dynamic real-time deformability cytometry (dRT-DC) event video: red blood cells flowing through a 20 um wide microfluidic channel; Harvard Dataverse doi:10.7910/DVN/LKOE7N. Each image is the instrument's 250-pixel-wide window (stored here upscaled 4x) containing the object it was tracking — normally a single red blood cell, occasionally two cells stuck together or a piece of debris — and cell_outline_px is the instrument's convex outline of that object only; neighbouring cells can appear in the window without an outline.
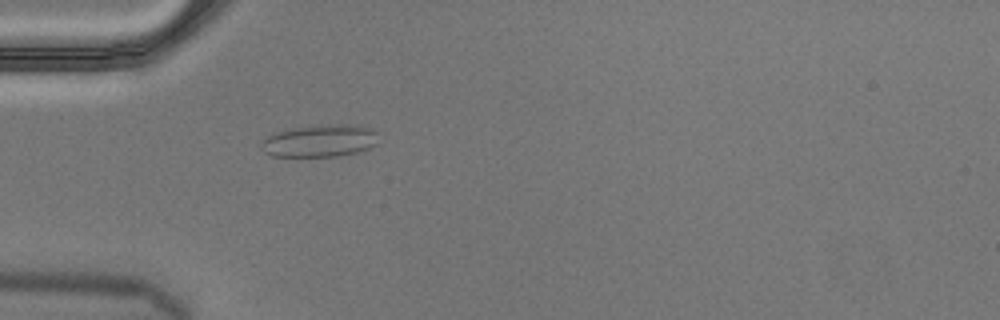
{"species": "Egyptian fruit bat (a non-hibernating species)", "species_latin": "Rousettus aegyptiacus", "temperature_condition": "cold", "stored_images_in_passage": 1, "camera_frame_rate_fps": 3000, "um_per_image_px": 0.085, "animal": {"sex": "male"}, "frame": {"image": 1, "passage_image": 1, "time_ms": 0.0, "image_size_px": [1000, 320], "cell_outline_px": [[376, 144], [360, 152], [340, 156], [272, 156], [264, 152], [260, 144], [272, 132], [292, 128], [328, 124], [356, 124], [372, 128], [376, 132]], "centroid_in_image_um": [27.2, 11.96], "position_along_channel_um": 57.8, "area_um2": 22.25}}